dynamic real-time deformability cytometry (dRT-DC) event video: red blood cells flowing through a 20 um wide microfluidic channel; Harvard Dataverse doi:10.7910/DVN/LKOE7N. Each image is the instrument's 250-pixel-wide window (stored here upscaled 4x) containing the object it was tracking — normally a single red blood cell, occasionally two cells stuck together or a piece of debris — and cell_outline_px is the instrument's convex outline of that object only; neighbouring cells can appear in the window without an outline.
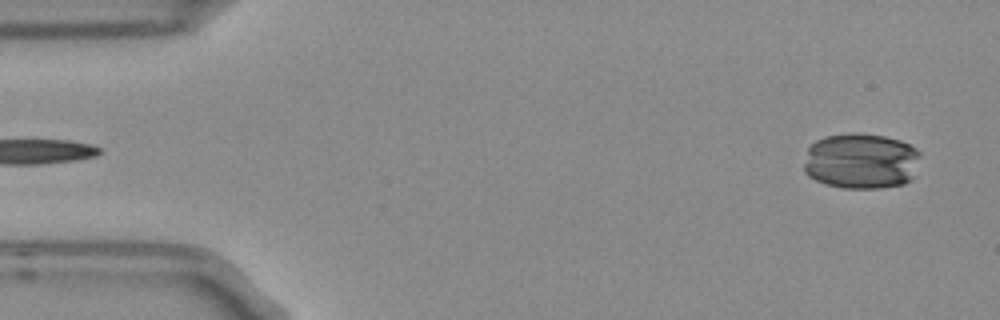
{"species": "Egyptian fruit bat (a non-hibernating species)", "species_latin": "Rousettus aegyptiacus", "temperature_condition": "room temperature", "stored_images_in_passage": 3, "camera_frame_rate_fps": 3000, "um_per_image_px": 0.085, "frame": {"image": 1, "passage_image": 3, "time_ms": 0.667, "image_size_px": [1000, 320], "cell_outline_px": [[920, 156], [912, 180], [904, 184], [880, 188], [844, 188], [828, 184], [816, 180], [808, 176], [804, 172], [804, 164], [808, 148], [816, 140], [828, 136], [848, 132], [856, 132], [884, 136], [900, 140], [916, 148], [920, 152]], "centroid_in_image_um": [73.2, 13.68], "position_along_channel_um": 11.8, "area_um2": 38.15}}